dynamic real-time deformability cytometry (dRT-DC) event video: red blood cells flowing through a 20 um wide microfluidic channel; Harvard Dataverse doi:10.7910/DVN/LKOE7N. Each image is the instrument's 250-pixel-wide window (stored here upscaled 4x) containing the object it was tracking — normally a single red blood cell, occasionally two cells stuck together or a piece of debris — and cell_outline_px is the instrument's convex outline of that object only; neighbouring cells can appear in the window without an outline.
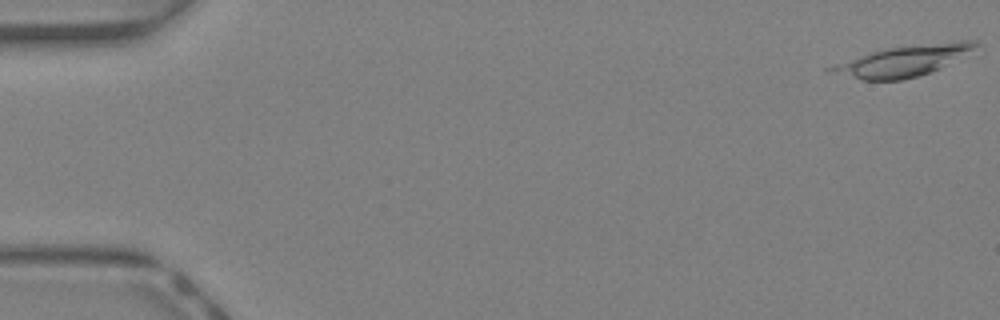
{"species": "Egyptian fruit bat (a non-hibernating species)", "species_latin": "Rousettus aegyptiacus", "temperature_condition": "warm", "stored_images_in_passage": 9, "camera_frame_rate_fps": 3000, "um_per_image_px": 0.085, "animal": {"sex": "female"}, "frame": {"image": 1, "passage_image": 1, "time_ms": 0.0, "image_size_px": [1000, 320], "cell_outline_px": [[980, 44], [940, 68], [916, 76], [900, 80], [864, 80], [828, 72], [824, 68], [872, 52], [888, 48], [960, 40], [976, 40]], "centroid_in_image_um": [76.73, 5.18], "position_along_channel_um": 8.3, "area_um2": 24.97}}